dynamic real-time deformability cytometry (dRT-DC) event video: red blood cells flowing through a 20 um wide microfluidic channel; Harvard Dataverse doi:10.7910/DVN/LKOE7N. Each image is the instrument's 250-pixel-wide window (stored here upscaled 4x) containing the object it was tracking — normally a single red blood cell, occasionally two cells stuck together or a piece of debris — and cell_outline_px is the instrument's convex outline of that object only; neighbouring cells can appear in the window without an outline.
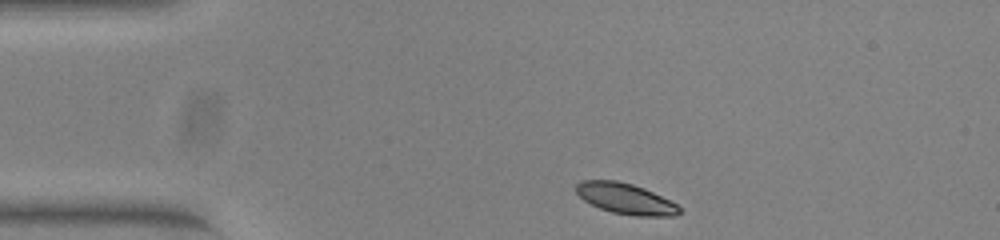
{"species": "common noctule bat (a hibernating species)", "species_latin": "Nyctalus noctula", "temperature_condition": "warm", "stored_images_in_passage": 44, "camera_frame_rate_fps": 3000, "um_per_image_px": 0.085, "animal": {"sex": "female", "body_mass_g": 23.0, "forearm_length_mm": 53.4}, "frame": {"image": 1, "passage_image": 1, "time_ms": 0.0, "image_size_px": [1000, 240], "cell_outline_px": [[680, 212], [676, 216], [636, 216], [612, 212], [600, 208], [584, 200], [576, 192], [576, 184], [580, 180], [616, 180], [632, 184], [644, 188], [676, 204], [680, 208]], "centroid_in_image_um": [53.15, 16.88], "position_along_channel_um": 31.8, "area_um2": 18.32}}
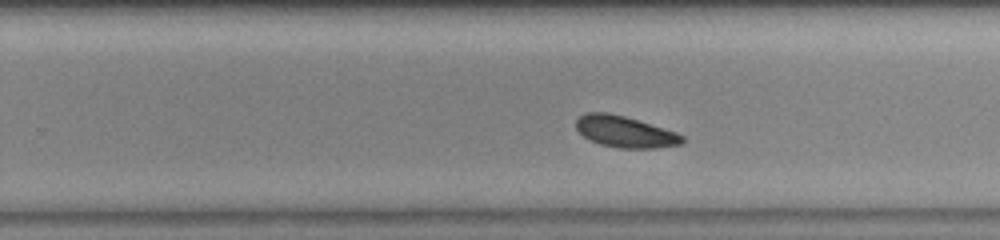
{"frame": {"image": 2, "passage_image": 24, "time_ms": 7.667, "image_size_px": [1000, 240], "cell_outline_px": [[684, 144], [652, 148], [620, 148], [600, 144], [584, 136], [576, 128], [576, 120], [584, 112], [608, 112], [624, 116], [676, 132], [684, 136]], "centroid_in_image_um": [53.13, 11.19], "position_along_channel_um": 276.7, "area_um2": 19.25}}
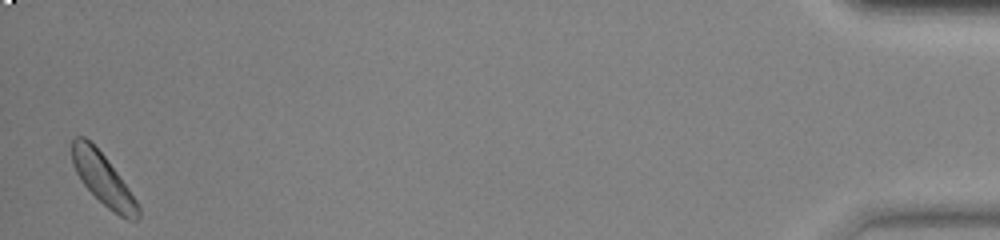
{"frame": {"image": 3, "passage_image": 43, "time_ms": 14.0, "image_size_px": [1000, 240], "cell_outline_px": [[140, 216], [136, 220], [128, 220], [112, 212], [80, 180], [72, 164], [72, 140], [76, 136], [84, 136], [104, 156], [128, 188], [136, 200], [140, 208]], "centroid_in_image_um": [8.76, 15.25], "position_along_channel_um": 426.4, "area_um2": 19.36}}